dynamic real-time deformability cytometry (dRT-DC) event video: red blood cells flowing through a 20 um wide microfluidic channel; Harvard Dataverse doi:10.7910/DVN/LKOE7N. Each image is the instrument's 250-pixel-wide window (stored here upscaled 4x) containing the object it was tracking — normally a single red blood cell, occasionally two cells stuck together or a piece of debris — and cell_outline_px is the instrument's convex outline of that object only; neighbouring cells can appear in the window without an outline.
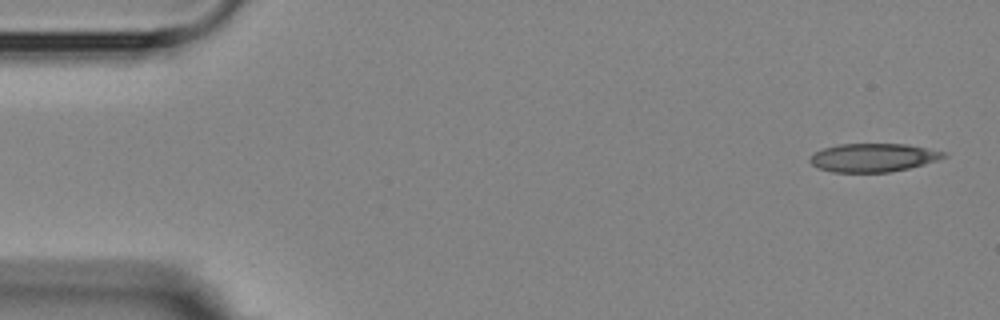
{"species": "Egyptian fruit bat (a non-hibernating species)", "species_latin": "Rousettus aegyptiacus", "temperature_condition": "room temperature", "stored_images_in_passage": 5, "segment_of_instrument_passage": [2, 2], "camera_frame_rate_fps": 3000, "um_per_image_px": 0.085, "animal": {"sex": "female"}, "frame": {"image": 1, "passage_image": 5, "time_ms": 5.0, "image_size_px": [1000, 320], "cell_outline_px": [[948, 156], [924, 164], [908, 168], [888, 172], [832, 172], [820, 168], [812, 164], [808, 160], [808, 156], [824, 148], [836, 144], [908, 144], [948, 152]], "centroid_in_image_um": [74.23, 13.39], "position_along_channel_um": 10.8, "area_um2": 22.2}}